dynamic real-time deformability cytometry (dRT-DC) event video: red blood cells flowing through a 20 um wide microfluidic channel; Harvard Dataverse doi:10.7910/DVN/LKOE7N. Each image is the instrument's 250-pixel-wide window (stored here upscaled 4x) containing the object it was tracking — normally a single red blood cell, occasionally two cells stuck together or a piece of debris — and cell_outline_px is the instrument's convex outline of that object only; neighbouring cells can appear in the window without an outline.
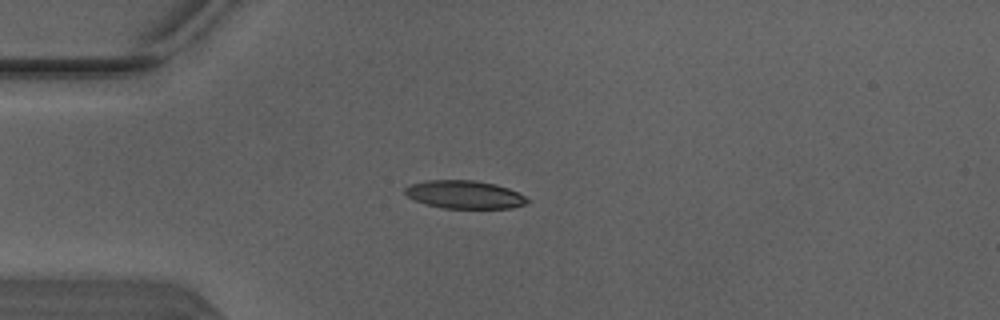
{"species": "Egyptian fruit bat (a non-hibernating species)", "species_latin": "Rousettus aegyptiacus", "temperature_condition": "warm", "stored_images_in_passage": 2, "camera_frame_rate_fps": 3000, "um_per_image_px": 0.085, "animal": {"sex": "male"}, "frame": {"image": 1, "passage_image": 1, "time_ms": 0.0, "image_size_px": [1000, 320], "cell_outline_px": [[532, 200], [528, 204], [512, 208], [444, 208], [424, 204], [408, 196], [404, 192], [404, 188], [412, 184], [424, 180], [476, 180], [496, 184], [508, 188]], "centroid_in_image_um": [39.51, 16.54], "position_along_channel_um": 45.5, "area_um2": 20.11}}